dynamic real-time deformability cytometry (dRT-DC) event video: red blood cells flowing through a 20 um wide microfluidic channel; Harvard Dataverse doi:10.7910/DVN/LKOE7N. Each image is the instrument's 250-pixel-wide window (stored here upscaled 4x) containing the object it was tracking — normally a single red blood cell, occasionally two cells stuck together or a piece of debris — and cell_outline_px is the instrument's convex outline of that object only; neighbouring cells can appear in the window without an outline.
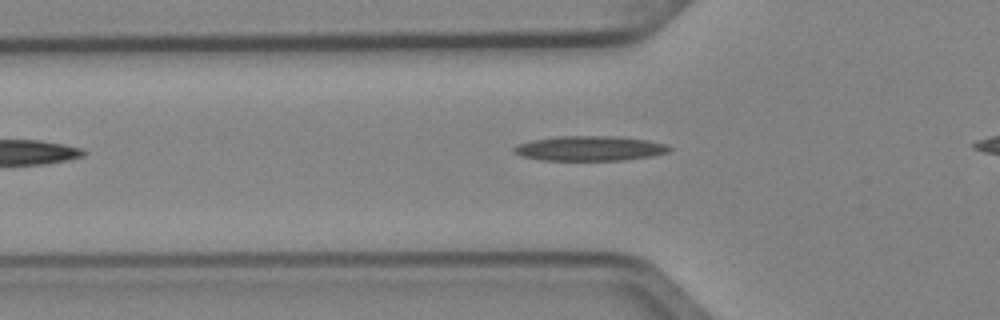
{"species": "Egyptian fruit bat (a non-hibernating species)", "species_latin": "Rousettus aegyptiacus", "temperature_condition": "cold", "stored_images_in_passage": 5, "camera_frame_rate_fps": 3000, "um_per_image_px": 0.085, "animal": {"sex": "female"}, "frame": {"image": 1, "passage_image": 3, "time_ms": 0.667, "image_size_px": [1000, 320], "cell_outline_px": [[672, 148], [668, 152], [652, 156], [624, 160], [540, 160], [520, 156], [512, 152], [512, 148], [520, 144], [532, 140], [556, 136], [616, 136], [648, 140], [668, 144]], "centroid_in_image_um": [50.13, 12.61], "position_along_channel_um": 75.7, "area_um2": 22.66}}